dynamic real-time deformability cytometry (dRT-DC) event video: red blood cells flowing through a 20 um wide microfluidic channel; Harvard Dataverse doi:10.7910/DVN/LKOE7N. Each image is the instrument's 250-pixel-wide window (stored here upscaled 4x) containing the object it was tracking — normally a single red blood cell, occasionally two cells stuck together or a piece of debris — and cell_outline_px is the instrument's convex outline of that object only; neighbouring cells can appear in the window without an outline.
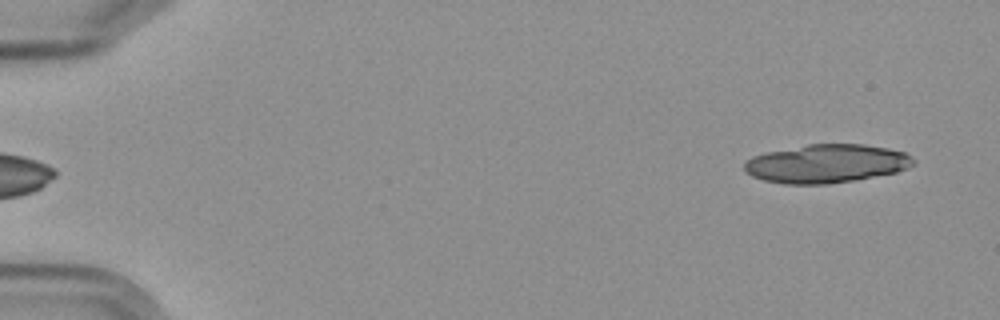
{"species": "Egyptian fruit bat (a non-hibernating species)", "species_latin": "Rousettus aegyptiacus", "temperature_condition": "cold", "stored_images_in_passage": 6, "camera_frame_rate_fps": 3000, "um_per_image_px": 0.085, "frame": {"image": 1, "passage_image": 6, "time_ms": 5.667, "image_size_px": [1000, 320], "cell_outline_px": [[916, 164], [908, 168], [896, 172], [852, 180], [828, 184], [784, 184], [764, 180], [752, 176], [744, 168], [744, 164], [752, 156], [768, 152], [808, 144], [864, 144], [888, 148], [904, 152], [912, 156], [916, 160]], "centroid_in_image_um": [70.29, 13.9], "position_along_channel_um": 14.7, "area_um2": 37.8}}